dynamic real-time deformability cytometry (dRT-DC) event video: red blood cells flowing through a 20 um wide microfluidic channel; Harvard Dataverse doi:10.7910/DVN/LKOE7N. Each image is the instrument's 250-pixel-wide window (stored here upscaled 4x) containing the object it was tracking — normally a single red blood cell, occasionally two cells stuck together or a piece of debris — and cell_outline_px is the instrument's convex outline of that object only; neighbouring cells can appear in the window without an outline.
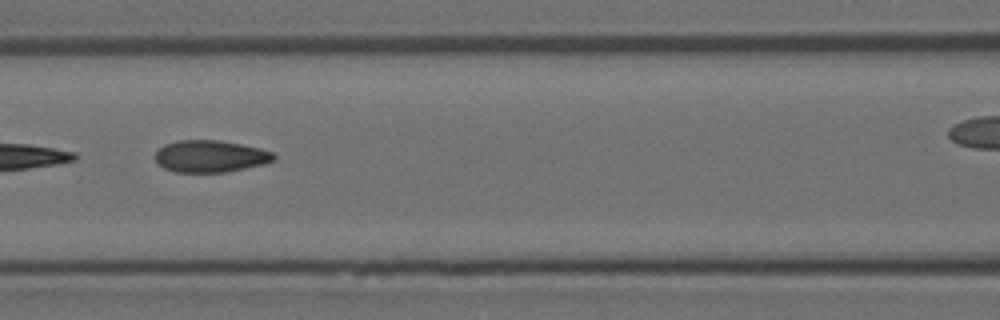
{"species": "Egyptian fruit bat (a non-hibernating species)", "species_latin": "Rousettus aegyptiacus", "temperature_condition": "room temperature", "stored_images_in_passage": 9, "camera_frame_rate_fps": 3000, "um_per_image_px": 0.085, "animal": {"sex": "female"}, "frame": {"image": 1, "passage_image": 7, "time_ms": 2.0, "image_size_px": [1000, 320], "cell_outline_px": [[276, 160], [264, 164], [224, 172], [176, 172], [164, 168], [156, 164], [152, 156], [164, 144], [176, 140], [220, 140], [260, 148], [272, 152], [276, 156]], "centroid_in_image_um": [17.83, 13.28], "position_along_channel_um": 148.8, "area_um2": 22.31}}
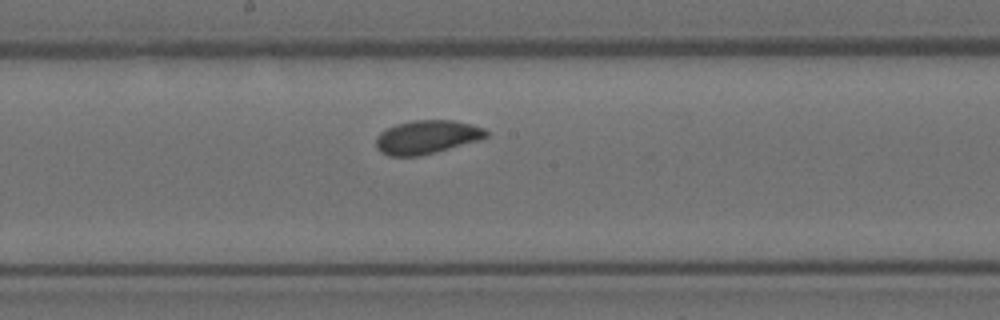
{"frame": {"image": 2, "passage_image": 9, "time_ms": 2.667, "image_size_px": [1000, 320], "cell_outline_px": [[488, 136], [480, 140], [436, 152], [420, 156], [388, 156], [380, 152], [376, 148], [376, 136], [380, 132], [396, 124], [412, 120], [452, 120], [472, 124], [484, 128], [488, 132]], "centroid_in_image_um": [36.27, 11.65], "position_along_channel_um": 211.9, "area_um2": 21.73}}